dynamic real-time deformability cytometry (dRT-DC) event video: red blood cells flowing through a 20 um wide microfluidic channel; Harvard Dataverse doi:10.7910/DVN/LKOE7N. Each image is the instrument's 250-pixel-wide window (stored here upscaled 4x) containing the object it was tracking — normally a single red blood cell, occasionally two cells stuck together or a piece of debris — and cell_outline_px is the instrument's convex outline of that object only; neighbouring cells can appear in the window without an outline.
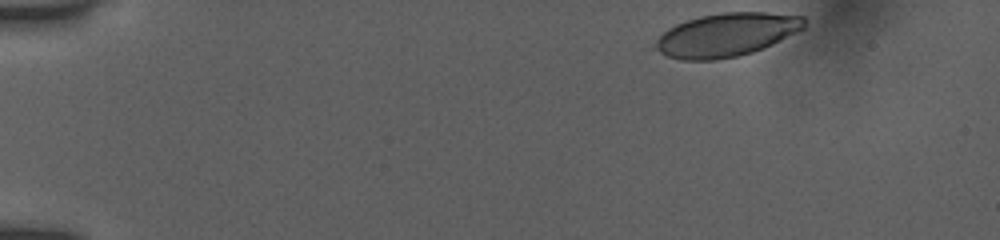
{"species": "human", "species_latin": "Homo sapiens", "temperature_condition": "room temperature", "stored_images_in_passage": 41, "camera_frame_rate_fps": 3000, "um_per_image_px": 0.085, "donor": {"sex": "female"}, "frame": {"image": 1, "passage_image": 1, "time_ms": 0.0, "image_size_px": [1000, 240], "cell_outline_px": [[804, 28], [764, 48], [752, 52], [736, 56], [716, 60], [680, 60], [668, 56], [648, 48], [668, 28], [676, 24], [700, 16], [724, 12], [768, 12], [804, 16]], "centroid_in_image_um": [61.69, 2.96], "position_along_channel_um": 23.3, "area_um2": 37.74}}
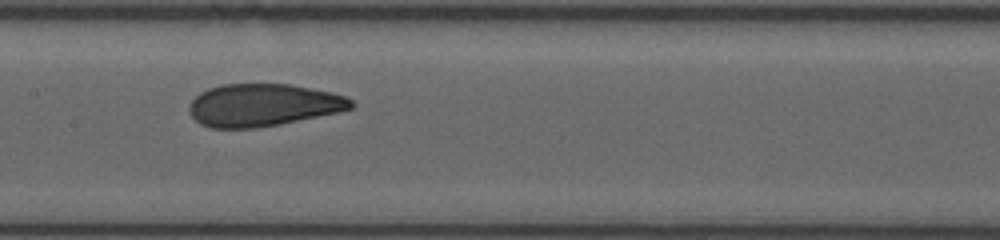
{"frame": {"image": 2, "passage_image": 22, "time_ms": 7.0, "image_size_px": [1000, 240], "cell_outline_px": [[356, 104], [352, 108], [340, 112], [280, 124], [256, 128], [212, 128], [200, 124], [192, 116], [188, 108], [188, 104], [200, 92], [208, 88], [220, 84], [292, 84], [332, 92], [348, 96]], "centroid_in_image_um": [22.38, 8.92], "position_along_channel_um": 185.0, "area_um2": 40.46}}
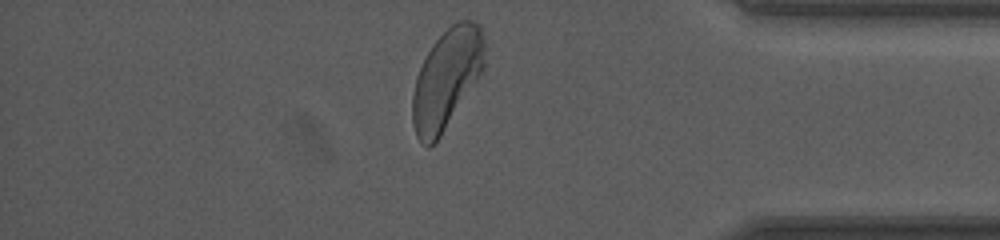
{"frame": {"image": 3, "passage_image": 40, "time_ms": 13.0, "image_size_px": [1000, 240], "cell_outline_px": [[484, 68], [440, 136], [428, 148], [416, 136], [412, 124], [412, 96], [416, 76], [428, 52], [436, 40], [456, 20], [472, 20], [480, 24], [484, 40]], "centroid_in_image_um": [37.95, 6.67], "position_along_channel_um": 397.2, "area_um2": 41.27}, "authors_computed_cell_mechanics": {"area_um2": 40.46, "velocity_mm_per_s": 3.8981, "shape_relaxation_time_tau1_ms": 4.7068, "shape_relaxation_time_tau2_ms": 1.0435, "deformation_change_tau1": 0.1546, "deformation_change_tau2": 0.0732}}